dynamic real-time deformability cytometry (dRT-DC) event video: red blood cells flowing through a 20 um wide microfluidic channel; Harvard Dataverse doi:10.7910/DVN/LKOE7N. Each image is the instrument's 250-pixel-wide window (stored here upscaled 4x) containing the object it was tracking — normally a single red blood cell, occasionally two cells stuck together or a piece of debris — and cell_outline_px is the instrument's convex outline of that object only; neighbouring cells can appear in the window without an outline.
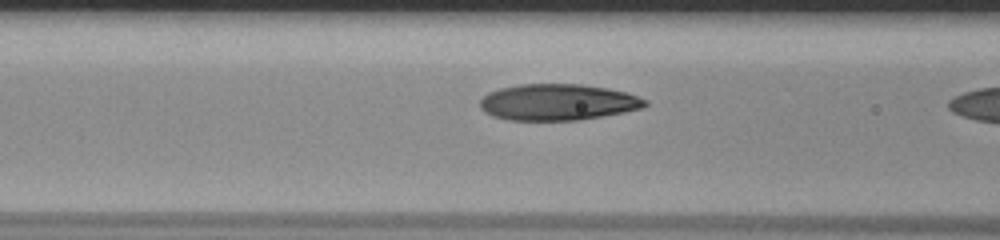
{"species": "human", "species_latin": "Homo sapiens", "temperature_condition": "room temperature", "stored_images_in_passage": 17, "camera_frame_rate_fps": 3000, "um_per_image_px": 0.085, "donor": {"sex": "male"}, "frame": {"image": 1, "passage_image": 16, "time_ms": 5.0, "image_size_px": [1000, 240], "cell_outline_px": [[648, 104], [644, 108], [624, 112], [576, 120], [508, 120], [492, 116], [484, 112], [480, 108], [480, 100], [488, 92], [500, 88], [520, 84], [580, 84], [608, 88], [624, 92], [648, 100]], "centroid_in_image_um": [47.39, 8.68], "position_along_channel_um": 119.2, "area_um2": 34.91}}